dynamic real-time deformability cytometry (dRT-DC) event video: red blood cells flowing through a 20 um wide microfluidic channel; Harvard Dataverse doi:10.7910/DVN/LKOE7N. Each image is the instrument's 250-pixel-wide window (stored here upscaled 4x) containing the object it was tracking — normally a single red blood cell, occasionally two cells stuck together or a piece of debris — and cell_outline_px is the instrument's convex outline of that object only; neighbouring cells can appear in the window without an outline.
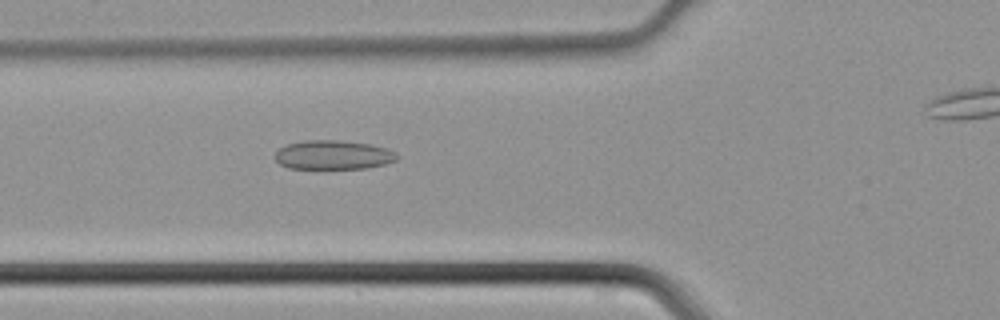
{"species": "common noctule bat (a hibernating species)", "species_latin": "Nyctalus noctula", "temperature_condition": "cold", "stored_images_in_passage": 28, "camera_frame_rate_fps": 3000, "um_per_image_px": 0.085, "animal": {"sex": "male", "body_mass_g": 21.5, "forearm_length_mm": 52.0}, "frame": {"image": 1, "passage_image": 5, "time_ms": 1.333, "image_size_px": [1000, 320], "cell_outline_px": [[396, 160], [384, 164], [368, 168], [288, 168], [280, 164], [276, 160], [276, 152], [280, 148], [288, 144], [304, 140], [340, 140], [372, 144], [388, 148], [396, 152]], "centroid_in_image_um": [28.34, 13.16], "position_along_channel_um": 97.5, "area_um2": 20.63}}
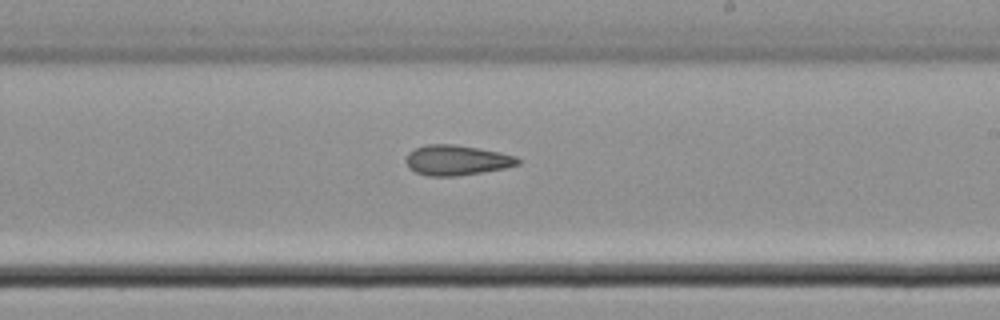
{"frame": {"image": 2, "passage_image": 15, "time_ms": 4.667, "image_size_px": [1000, 320], "cell_outline_px": [[520, 164], [504, 168], [456, 176], [428, 176], [416, 172], [408, 168], [404, 160], [408, 152], [416, 148], [428, 144], [452, 144], [500, 152], [516, 156], [520, 160]], "centroid_in_image_um": [38.78, 13.62], "position_along_channel_um": 250.2, "area_um2": 19.59}}
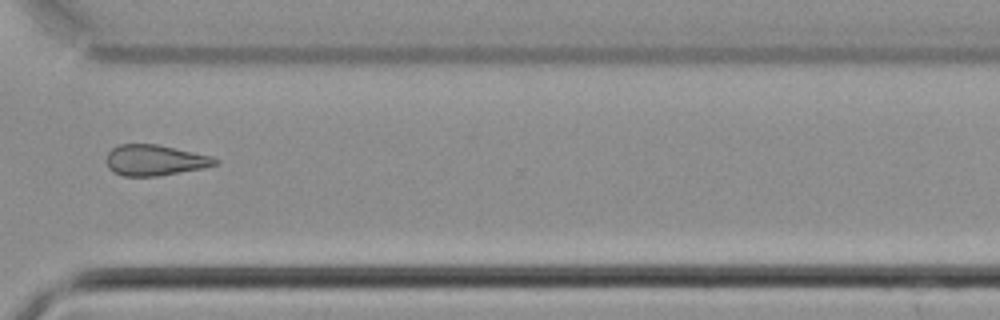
{"frame": {"image": 3, "passage_image": 22, "time_ms": 7.0, "image_size_px": [1000, 320], "cell_outline_px": [[220, 160], [216, 164], [204, 168], [160, 176], [124, 176], [112, 172], [108, 168], [104, 160], [108, 152], [112, 148], [120, 144], [156, 144], [212, 156]], "centroid_in_image_um": [13.13, 13.62], "position_along_channel_um": 357.5, "area_um2": 19.71}}